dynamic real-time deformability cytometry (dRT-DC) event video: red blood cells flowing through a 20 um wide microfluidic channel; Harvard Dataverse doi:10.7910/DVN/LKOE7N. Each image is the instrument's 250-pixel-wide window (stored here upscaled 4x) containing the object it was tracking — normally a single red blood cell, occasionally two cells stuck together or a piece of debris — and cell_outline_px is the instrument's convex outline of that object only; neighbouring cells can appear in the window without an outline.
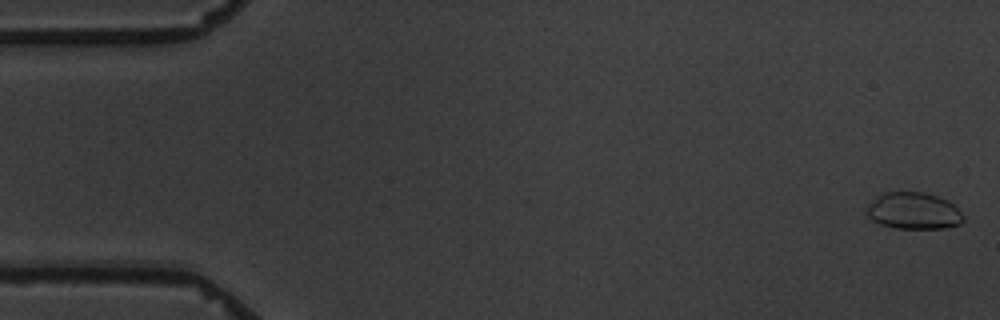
{"species": "common noctule bat (a hibernating species)", "species_latin": "Nyctalus noctula", "temperature_condition": "warm", "stored_images_in_passage": 9, "camera_frame_rate_fps": 3000, "um_per_image_px": 0.085, "animal": {"sex": "male", "body_mass_g": 19.5, "forearm_length_mm": 54.6}, "frame": {"image": 1, "passage_image": 1, "time_ms": 0.0, "image_size_px": [1000, 320], "cell_outline_px": [[964, 220], [960, 224], [944, 228], [896, 228], [880, 224], [872, 220], [868, 216], [868, 204], [876, 196], [884, 192], [924, 192], [948, 200], [964, 216]], "centroid_in_image_um": [77.65, 17.92], "position_along_channel_um": 7.3, "area_um2": 20.58}}
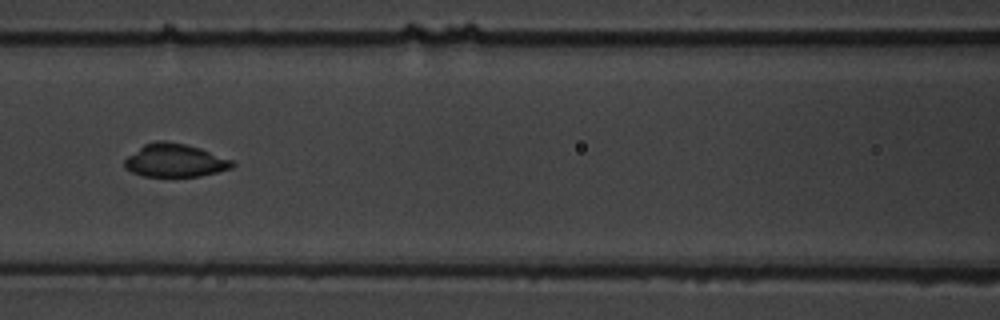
{"frame": {"image": 2, "passage_image": 8, "time_ms": 8.0, "image_size_px": [1000, 320], "cell_outline_px": [[236, 164], [232, 168], [200, 176], [144, 176], [132, 172], [124, 168], [124, 160], [128, 156], [144, 144], [156, 140], [164, 140], [184, 144], [200, 148], [232, 160]], "centroid_in_image_um": [14.86, 13.63], "position_along_channel_um": 151.7, "area_um2": 20.69}}
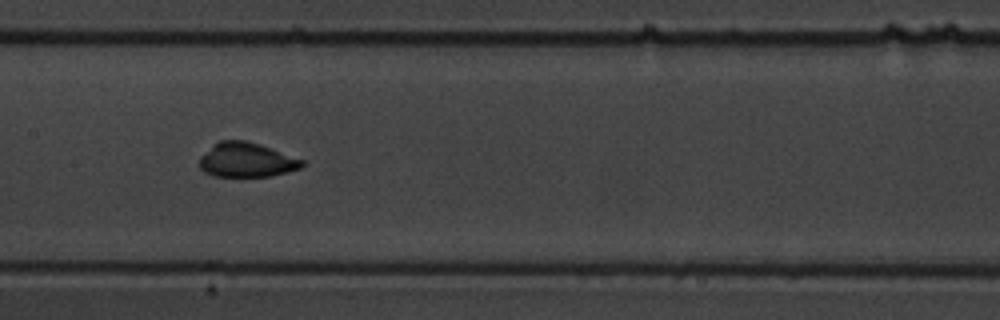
{"frame": {"image": 3, "passage_image": 9, "time_ms": 9.0, "image_size_px": [1000, 320], "cell_outline_px": [[308, 164], [300, 168], [288, 172], [272, 176], [212, 176], [204, 172], [200, 168], [200, 156], [220, 140], [248, 140], [272, 148], [304, 160]], "centroid_in_image_um": [21.0, 13.6], "position_along_channel_um": 186.4, "area_um2": 20.75}}